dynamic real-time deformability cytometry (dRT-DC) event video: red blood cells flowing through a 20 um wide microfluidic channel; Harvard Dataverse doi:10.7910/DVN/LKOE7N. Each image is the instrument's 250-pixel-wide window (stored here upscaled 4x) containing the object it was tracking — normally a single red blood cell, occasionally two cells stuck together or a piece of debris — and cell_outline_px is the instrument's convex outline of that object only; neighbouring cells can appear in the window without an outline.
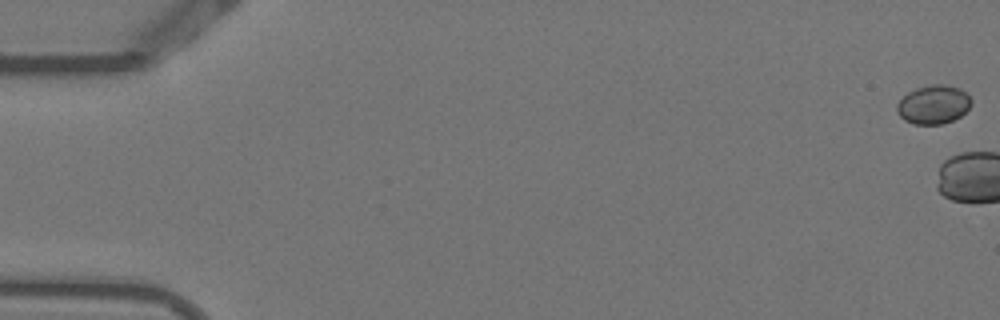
{"species": "Egyptian fruit bat (a non-hibernating species)", "species_latin": "Rousettus aegyptiacus", "temperature_condition": "warm", "stored_images_in_passage": 4, "camera_frame_rate_fps": 3000, "um_per_image_px": 0.085, "animal": {"sex": "female"}, "frame": {"image": 1, "passage_image": 1, "time_ms": 0.0, "image_size_px": [1000, 320], "cell_outline_px": [[972, 104], [960, 116], [944, 124], [912, 124], [904, 120], [896, 112], [896, 104], [908, 92], [916, 88], [932, 84], [944, 84], [960, 88], [968, 92], [972, 100]], "centroid_in_image_um": [79.35, 8.88], "position_along_channel_um": 5.6, "area_um2": 16.99}}